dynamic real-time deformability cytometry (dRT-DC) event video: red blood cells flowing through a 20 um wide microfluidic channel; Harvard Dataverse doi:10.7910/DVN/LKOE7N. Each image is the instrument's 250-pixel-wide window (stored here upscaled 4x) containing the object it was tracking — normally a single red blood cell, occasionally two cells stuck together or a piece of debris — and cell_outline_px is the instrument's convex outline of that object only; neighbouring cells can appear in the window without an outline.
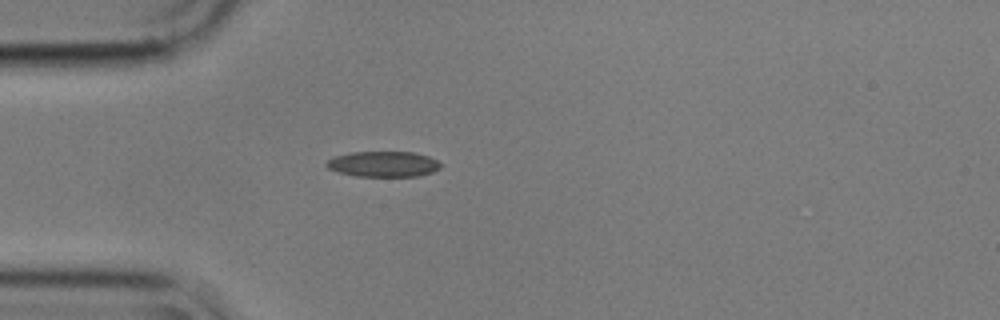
{"species": "common noctule bat (a hibernating species)", "species_latin": "Nyctalus noctula", "temperature_condition": "cold", "stored_images_in_passage": 1, "camera_frame_rate_fps": 3000, "um_per_image_px": 0.085, "animal": {"sex": "male", "body_mass_g": 17.9}, "frame": {"image": 1, "passage_image": 1, "time_ms": 0.0, "image_size_px": [1000, 320], "cell_outline_px": [[444, 164], [440, 168], [432, 172], [416, 176], [356, 176], [340, 172], [328, 168], [324, 164], [332, 156], [352, 152], [412, 152], [428, 156]], "centroid_in_image_um": [32.58, 13.94], "position_along_channel_um": 52.4, "area_um2": 16.99}}